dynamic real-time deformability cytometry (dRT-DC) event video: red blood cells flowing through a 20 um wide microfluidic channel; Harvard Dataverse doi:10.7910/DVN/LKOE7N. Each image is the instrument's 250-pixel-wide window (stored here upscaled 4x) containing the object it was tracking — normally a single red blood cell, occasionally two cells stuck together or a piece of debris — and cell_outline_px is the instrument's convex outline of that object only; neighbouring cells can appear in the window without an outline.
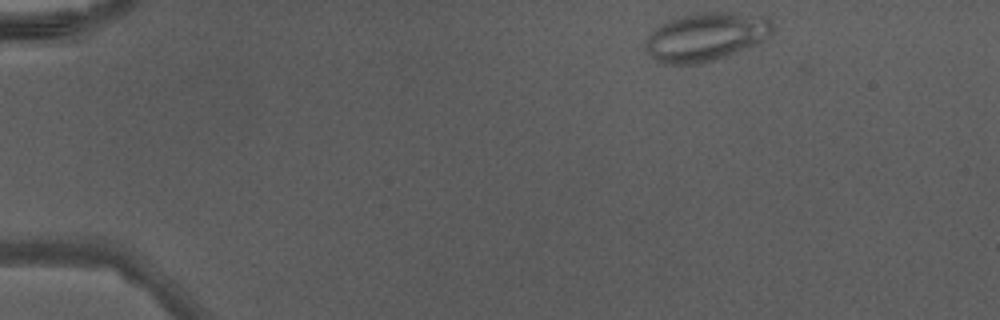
{"species": "Egyptian fruit bat (a non-hibernating species)", "species_latin": "Rousettus aegyptiacus", "temperature_condition": "warm", "stored_images_in_passage": 41, "camera_frame_rate_fps": 3000, "um_per_image_px": 0.085, "animal": {"sex": "male"}, "frame": {"image": 1, "passage_image": 1, "time_ms": 0.0, "image_size_px": [1000, 320], "cell_outline_px": [[772, 36], [756, 44], [736, 52], [712, 60], [696, 64], [664, 64], [656, 60], [648, 52], [644, 44], [644, 40], [660, 24], [668, 20], [680, 16], [700, 12], [732, 12], [768, 16], [772, 24]], "centroid_in_image_um": [60.02, 3.11], "position_along_channel_um": 25.0, "area_um2": 35.89}}
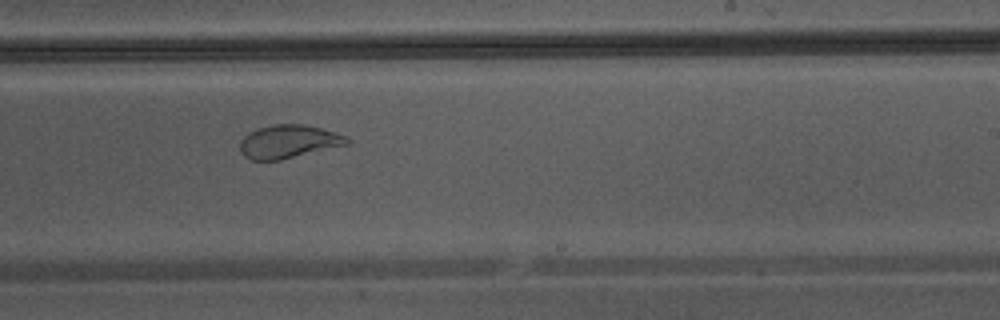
{"frame": {"image": 2, "passage_image": 24, "time_ms": 7.667, "image_size_px": [1000, 320], "cell_outline_px": [[352, 144], [280, 160], [252, 160], [244, 156], [240, 152], [240, 140], [248, 132], [260, 128], [276, 124], [300, 124], [320, 128], [348, 136], [352, 140]], "centroid_in_image_um": [24.57, 12.05], "position_along_channel_um": 264.4, "area_um2": 20.92}}